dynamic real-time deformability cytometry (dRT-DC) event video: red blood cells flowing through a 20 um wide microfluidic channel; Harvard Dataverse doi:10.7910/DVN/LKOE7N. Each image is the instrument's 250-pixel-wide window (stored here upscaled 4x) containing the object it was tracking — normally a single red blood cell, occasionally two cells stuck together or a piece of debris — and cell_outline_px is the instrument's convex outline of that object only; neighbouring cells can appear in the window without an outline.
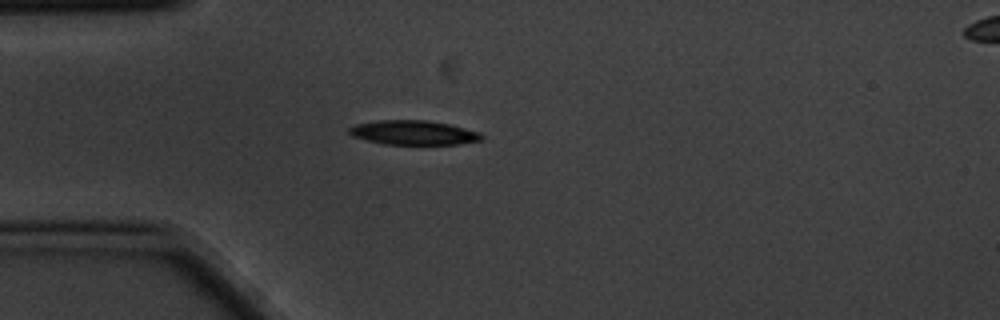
{"species": "common noctule bat (a hibernating species)", "species_latin": "Nyctalus noctula", "temperature_condition": "cold", "stored_images_in_passage": 1, "camera_frame_rate_fps": 3000, "um_per_image_px": 0.085, "animal": {"sex": "male", "body_mass_g": 20.1, "forearm_length_mm": 53.5}, "frame": {"image": 1, "passage_image": 1, "time_ms": 0.0, "image_size_px": [1000, 320], "cell_outline_px": [[484, 136], [480, 140], [456, 144], [384, 144], [352, 136], [348, 132], [348, 128], [356, 124], [376, 120], [428, 120], [448, 124], [480, 132]], "centroid_in_image_um": [35.12, 11.26], "position_along_channel_um": 49.9, "area_um2": 18.67}}